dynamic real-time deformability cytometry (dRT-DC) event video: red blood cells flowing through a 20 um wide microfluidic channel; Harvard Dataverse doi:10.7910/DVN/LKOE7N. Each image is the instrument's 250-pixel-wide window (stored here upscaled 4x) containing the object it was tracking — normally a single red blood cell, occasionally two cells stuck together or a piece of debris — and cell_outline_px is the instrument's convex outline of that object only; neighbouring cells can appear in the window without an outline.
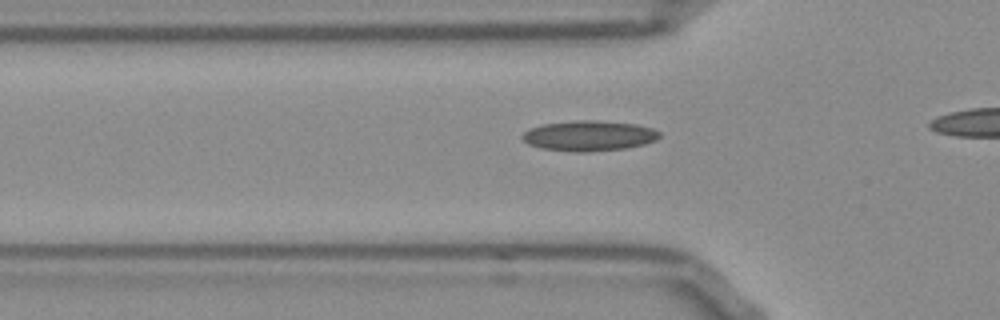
{"species": "Egyptian fruit bat (a non-hibernating species)", "species_latin": "Rousettus aegyptiacus", "temperature_condition": "room temperature", "stored_images_in_passage": 21, "camera_frame_rate_fps": 3000, "um_per_image_px": 0.085, "frame": {"image": 1, "passage_image": 12, "time_ms": 3.667, "image_size_px": [1000, 320], "cell_outline_px": [[660, 136], [656, 140], [644, 144], [628, 148], [588, 152], [576, 152], [540, 148], [528, 144], [520, 136], [528, 128], [540, 124], [576, 120], [596, 120], [636, 124], [652, 128], [660, 132]], "centroid_in_image_um": [50.04, 11.54], "position_along_channel_um": 75.8, "area_um2": 24.51}}
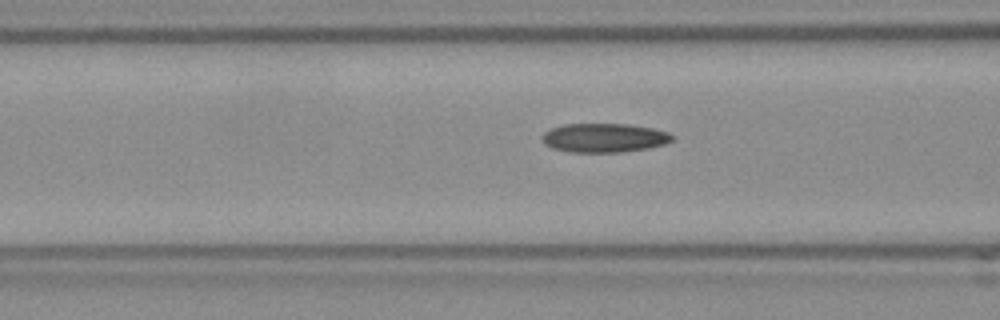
{"frame": {"image": 2, "passage_image": 15, "time_ms": 4.667, "image_size_px": [1000, 320], "cell_outline_px": [[676, 136], [672, 140], [664, 144], [648, 148], [620, 152], [572, 152], [552, 148], [544, 144], [540, 136], [544, 132], [552, 128], [564, 124], [632, 124], [652, 128], [668, 132]], "centroid_in_image_um": [51.35, 11.71], "position_along_channel_um": 115.2, "area_um2": 22.08}}